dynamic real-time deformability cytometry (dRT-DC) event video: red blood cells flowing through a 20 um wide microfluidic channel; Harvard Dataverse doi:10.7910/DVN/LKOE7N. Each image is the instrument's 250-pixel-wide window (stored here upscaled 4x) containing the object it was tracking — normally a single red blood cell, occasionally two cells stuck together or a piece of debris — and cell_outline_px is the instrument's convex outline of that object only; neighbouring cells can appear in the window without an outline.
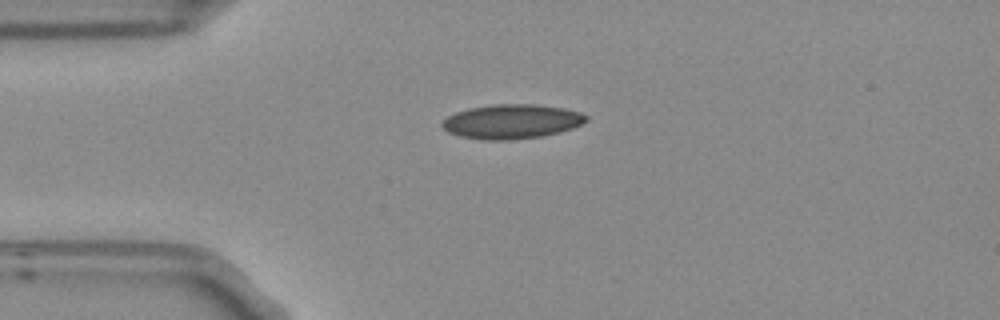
{"species": "Egyptian fruit bat (a non-hibernating species)", "species_latin": "Rousettus aegyptiacus", "temperature_condition": "room temperature", "stored_images_in_passage": 2, "camera_frame_rate_fps": 3000, "um_per_image_px": 0.085, "frame": {"image": 1, "passage_image": 1, "time_ms": 0.0, "image_size_px": [1000, 320], "cell_outline_px": [[588, 120], [572, 128], [560, 132], [540, 136], [508, 140], [484, 140], [460, 136], [448, 132], [440, 124], [448, 116], [456, 112], [468, 108], [492, 104], [532, 104], [564, 108], [580, 112], [588, 116]], "centroid_in_image_um": [43.48, 10.32], "position_along_channel_um": 41.5, "area_um2": 28.78}}
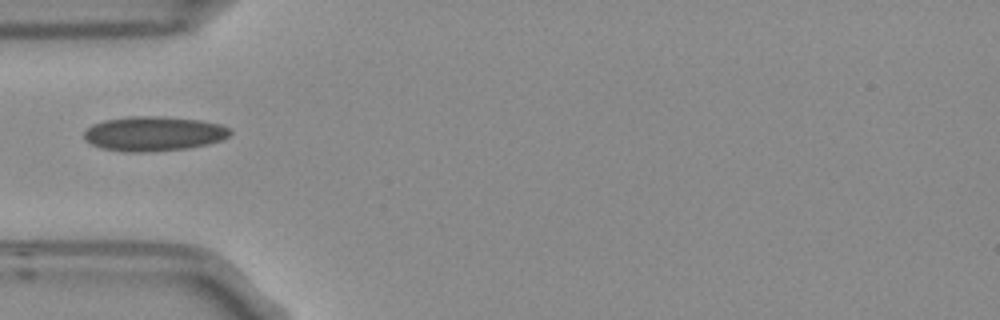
{"frame": {"image": 2, "passage_image": 2, "time_ms": 0.333, "image_size_px": [1000, 320], "cell_outline_px": [[232, 132], [228, 136], [220, 140], [208, 144], [188, 148], [144, 152], [124, 152], [100, 148], [84, 140], [84, 132], [92, 124], [104, 120], [128, 116], [160, 116], [200, 120], [220, 124], [232, 128]], "centroid_in_image_um": [13.05, 11.36], "position_along_channel_um": 71.9, "area_um2": 29.65}}